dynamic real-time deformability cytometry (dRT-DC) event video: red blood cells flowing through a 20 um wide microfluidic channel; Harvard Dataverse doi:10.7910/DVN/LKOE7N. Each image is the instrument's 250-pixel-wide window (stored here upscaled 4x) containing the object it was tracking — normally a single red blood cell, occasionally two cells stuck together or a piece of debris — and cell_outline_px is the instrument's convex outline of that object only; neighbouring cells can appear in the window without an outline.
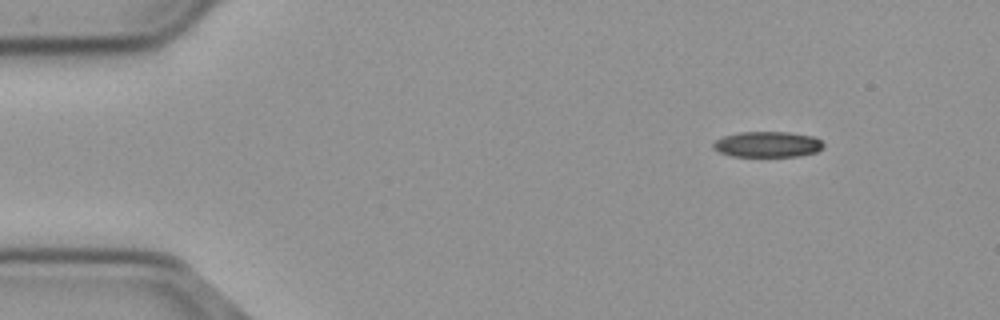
{"species": "common noctule bat (a hibernating species)", "species_latin": "Nyctalus noctula", "temperature_condition": "cold", "stored_images_in_passage": 50, "camera_frame_rate_fps": 3000, "um_per_image_px": 0.085, "animal": {"sex": "male", "body_mass_g": 23.1, "forearm_length_mm": 52.7}, "frame": {"image": 1, "passage_image": 1, "time_ms": 0.0, "image_size_px": [1000, 320], "cell_outline_px": [[824, 148], [816, 152], [800, 156], [732, 156], [720, 152], [712, 148], [712, 144], [716, 140], [724, 136], [740, 132], [788, 132], [812, 136], [820, 140], [824, 144]], "centroid_in_image_um": [65.25, 12.27], "position_along_channel_um": 19.7, "area_um2": 16.47}}
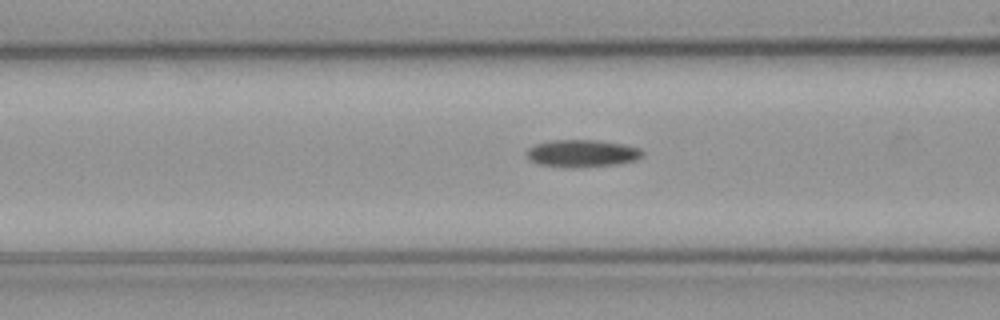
{"frame": {"image": 2, "passage_image": 16, "time_ms": 5.0, "image_size_px": [1000, 320], "cell_outline_px": [[644, 152], [636, 160], [620, 164], [540, 164], [532, 160], [528, 156], [528, 148], [536, 144], [552, 140], [596, 140], [624, 144], [640, 148]], "centroid_in_image_um": [49.56, 12.97], "position_along_channel_um": 117.0, "area_um2": 17.17}}
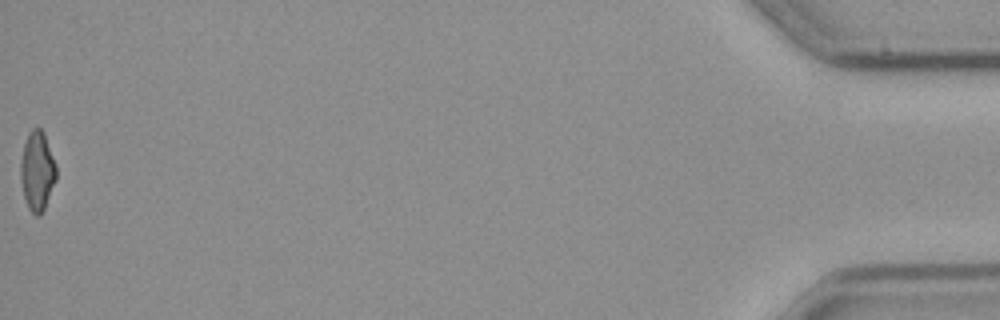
{"frame": {"image": 3, "passage_image": 50, "time_ms": 16.333, "image_size_px": [1000, 320], "cell_outline_px": [[56, 180], [44, 208], [40, 216], [36, 216], [28, 208], [24, 196], [20, 176], [20, 160], [24, 144], [28, 132], [32, 128], [40, 128], [44, 132], [56, 164]], "centroid_in_image_um": [3.16, 14.51], "position_along_channel_um": 432.0, "area_um2": 16.53}, "authors_computed_cell_mechanics": {"area_um2": 17.34, "velocity_mm_per_s": 3.7143, "shape_relaxation_time_tau1_ms": 5.3586, "shape_relaxation_time_tau2_ms": 7.5978, "deformation_change_tau1": 0.1398, "deformation_change_tau2": 0.1503}}